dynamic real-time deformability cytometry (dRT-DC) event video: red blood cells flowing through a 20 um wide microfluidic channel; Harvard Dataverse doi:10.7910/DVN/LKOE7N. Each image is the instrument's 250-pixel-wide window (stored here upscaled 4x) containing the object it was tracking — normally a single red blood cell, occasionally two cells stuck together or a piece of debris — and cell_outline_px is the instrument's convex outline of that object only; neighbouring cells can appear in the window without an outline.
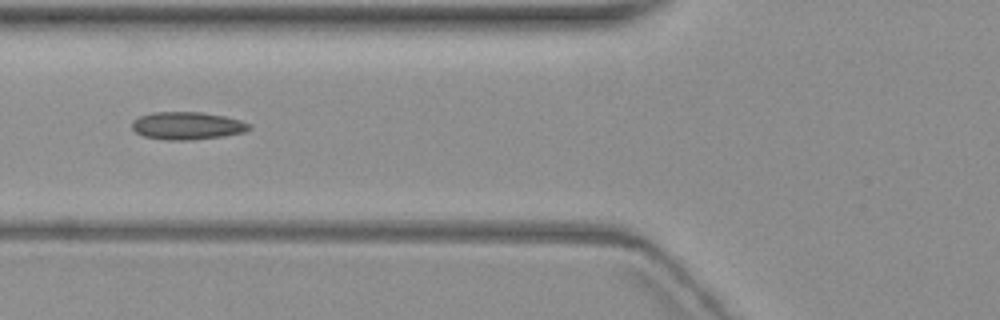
{"species": "common noctule bat (a hibernating species)", "species_latin": "Nyctalus noctula", "temperature_condition": "warm", "stored_images_in_passage": 6, "camera_frame_rate_fps": 3000, "um_per_image_px": 0.085, "animal": {"sex": "female", "body_mass_g": 19.3, "forearm_length_mm": 54.1}, "frame": {"image": 1, "passage_image": 5, "time_ms": 6.0, "image_size_px": [1000, 320], "cell_outline_px": [[252, 128], [244, 132], [224, 136], [192, 140], [164, 140], [144, 136], [136, 132], [132, 128], [132, 120], [140, 116], [152, 112], [200, 112], [224, 116], [240, 120], [248, 124]], "centroid_in_image_um": [15.89, 10.69], "position_along_channel_um": 109.9, "area_um2": 18.9}}
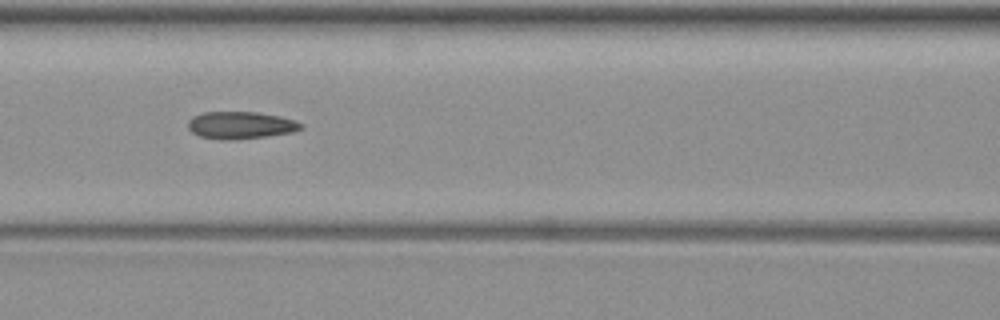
{"frame": {"image": 2, "passage_image": 6, "time_ms": 7.0, "image_size_px": [1000, 320], "cell_outline_px": [[304, 128], [292, 132], [236, 140], [220, 140], [200, 136], [192, 132], [188, 128], [188, 120], [192, 116], [204, 112], [256, 112], [280, 116], [296, 120], [304, 124]], "centroid_in_image_um": [20.46, 10.64], "position_along_channel_um": 146.1, "area_um2": 18.09}}